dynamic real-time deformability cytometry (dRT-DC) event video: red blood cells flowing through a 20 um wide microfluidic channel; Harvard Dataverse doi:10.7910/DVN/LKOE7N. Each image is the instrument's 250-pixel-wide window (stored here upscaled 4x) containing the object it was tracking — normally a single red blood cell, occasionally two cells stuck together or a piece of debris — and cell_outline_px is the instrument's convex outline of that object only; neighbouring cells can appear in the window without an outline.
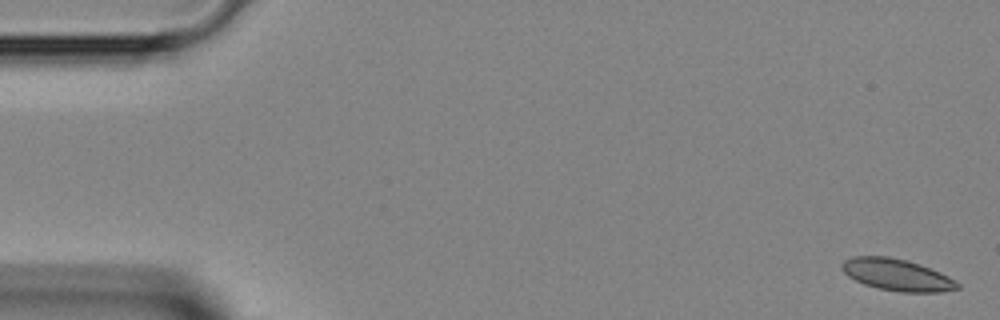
{"species": "Egyptian fruit bat (a non-hibernating species)", "species_latin": "Rousettus aegyptiacus", "temperature_condition": "room temperature", "stored_images_in_passage": 45, "camera_frame_rate_fps": 3000, "um_per_image_px": 0.085, "animal": {"sex": "female"}, "frame": {"image": 1, "passage_image": 1, "time_ms": 0.0, "image_size_px": [1000, 320], "cell_outline_px": [[960, 288], [940, 292], [900, 292], [880, 288], [864, 284], [848, 276], [840, 268], [840, 264], [844, 260], [852, 256], [888, 256], [908, 260], [920, 264], [940, 272], [948, 276], [960, 284]], "centroid_in_image_um": [76.23, 23.34], "position_along_channel_um": 8.8, "area_um2": 21.44}}
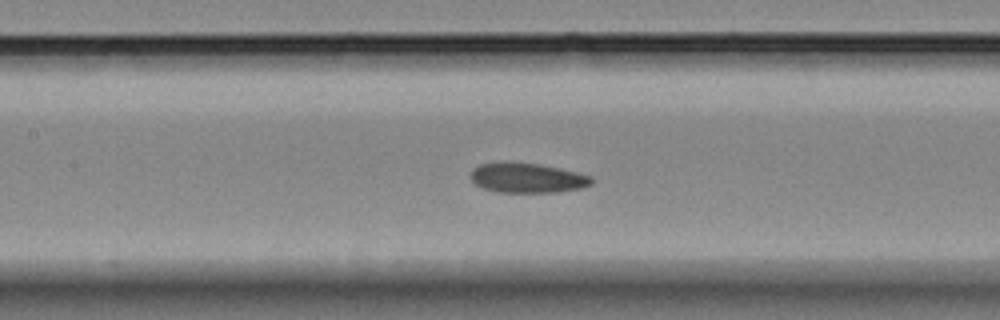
{"frame": {"image": 2, "passage_image": 20, "time_ms": 6.333, "image_size_px": [1000, 320], "cell_outline_px": [[592, 184], [584, 188], [556, 192], [496, 192], [484, 188], [476, 184], [472, 180], [472, 168], [480, 164], [540, 164], [560, 168], [592, 176]], "centroid_in_image_um": [44.89, 15.15], "position_along_channel_um": 162.5, "area_um2": 20.46}}
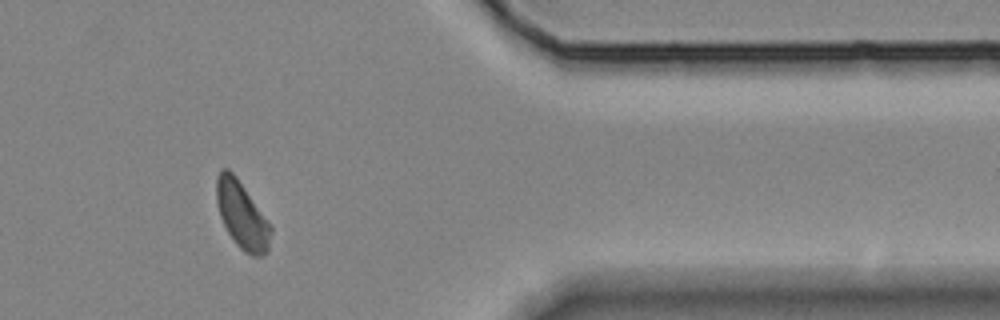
{"frame": {"image": 3, "passage_image": 37, "time_ms": 12.0, "image_size_px": [1000, 320], "cell_outline_px": [[272, 232], [268, 252], [260, 256], [252, 256], [244, 252], [236, 244], [228, 232], [220, 216], [216, 200], [216, 176], [224, 168], [228, 168], [236, 176], [268, 220], [272, 228]], "centroid_in_image_um": [20.58, 18.3], "position_along_channel_um": 390.8, "area_um2": 21.21}}